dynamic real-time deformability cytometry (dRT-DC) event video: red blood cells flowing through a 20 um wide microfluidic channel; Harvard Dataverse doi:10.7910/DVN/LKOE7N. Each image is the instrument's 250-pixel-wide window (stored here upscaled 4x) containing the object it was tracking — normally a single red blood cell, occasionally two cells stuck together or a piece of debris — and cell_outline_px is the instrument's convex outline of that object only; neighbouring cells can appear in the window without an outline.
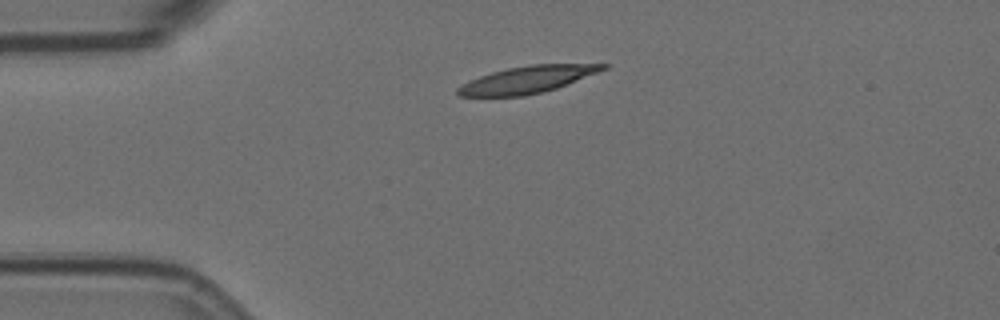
{"species": "Egyptian fruit bat (a non-hibernating species)", "species_latin": "Rousettus aegyptiacus", "temperature_condition": "room temperature", "stored_images_in_passage": 3, "camera_frame_rate_fps": 3000, "um_per_image_px": 0.085, "animal": {"sex": "female"}, "frame": {"image": 1, "passage_image": 1, "time_ms": 0.0, "image_size_px": [1000, 320], "cell_outline_px": [[612, 64], [608, 68], [600, 72], [556, 88], [544, 92], [524, 96], [460, 96], [456, 92], [456, 88], [480, 76], [492, 72], [508, 68], [528, 64]], "centroid_in_image_um": [44.88, 6.76], "position_along_channel_um": 40.1, "area_um2": 22.77}}
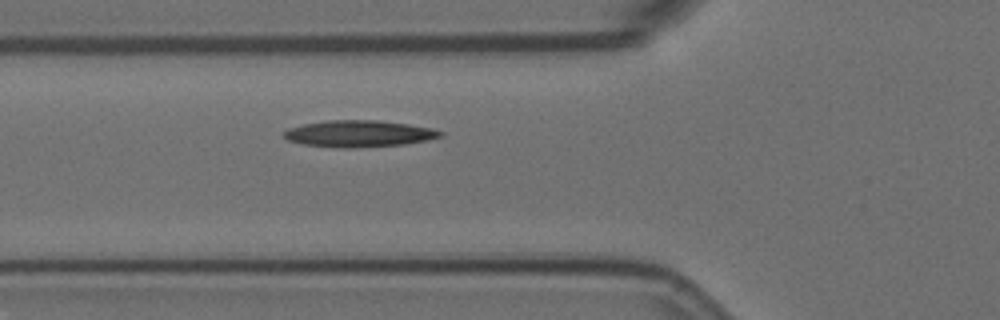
{"frame": {"image": 2, "passage_image": 3, "time_ms": 0.667, "image_size_px": [1000, 320], "cell_outline_px": [[444, 136], [428, 140], [404, 144], [356, 148], [344, 148], [304, 144], [288, 140], [280, 132], [288, 128], [304, 124], [328, 120], [380, 120], [408, 124], [432, 128], [444, 132]], "centroid_in_image_um": [30.53, 11.36], "position_along_channel_um": 95.3, "area_um2": 24.39}}